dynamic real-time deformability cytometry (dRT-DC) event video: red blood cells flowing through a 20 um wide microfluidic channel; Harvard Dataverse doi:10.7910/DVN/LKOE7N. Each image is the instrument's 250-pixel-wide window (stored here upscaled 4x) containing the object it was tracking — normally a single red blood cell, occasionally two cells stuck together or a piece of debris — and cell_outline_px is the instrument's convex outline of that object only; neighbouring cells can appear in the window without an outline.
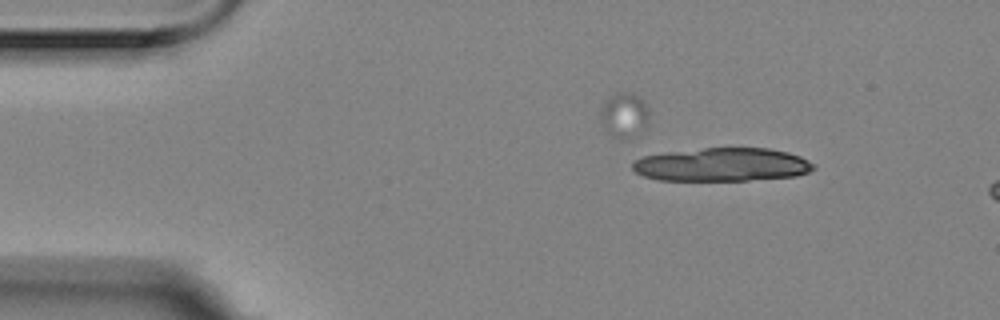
{"species": "Egyptian fruit bat (a non-hibernating species)", "species_latin": "Rousettus aegyptiacus", "temperature_condition": "room temperature", "stored_images_in_passage": 2, "camera_frame_rate_fps": 3000, "um_per_image_px": 0.085, "animal": {"sex": "female"}, "frame": {"image": 1, "passage_image": 1, "time_ms": 0.0, "image_size_px": [1000, 320], "cell_outline_px": [[816, 168], [808, 172], [796, 176], [748, 180], [660, 180], [644, 176], [636, 172], [632, 168], [632, 164], [636, 160], [644, 156], [668, 152], [704, 148], [768, 148], [788, 152], [800, 156], [808, 160]], "centroid_in_image_um": [61.4, 13.99], "position_along_channel_um": 23.6, "area_um2": 35.03}}